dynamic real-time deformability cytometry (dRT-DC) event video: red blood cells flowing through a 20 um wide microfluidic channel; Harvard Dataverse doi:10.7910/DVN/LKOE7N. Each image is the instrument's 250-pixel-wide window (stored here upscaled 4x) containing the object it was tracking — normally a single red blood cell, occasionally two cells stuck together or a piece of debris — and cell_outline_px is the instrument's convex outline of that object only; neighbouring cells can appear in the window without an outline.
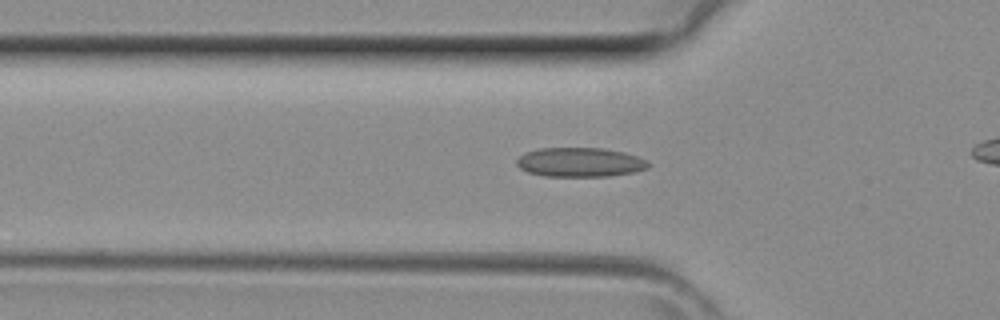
{"species": "common noctule bat (a hibernating species)", "species_latin": "Nyctalus noctula", "temperature_condition": "room temperature", "stored_images_in_passage": 29, "camera_frame_rate_fps": 3000, "um_per_image_px": 0.085, "animal": {"sex": "female", "body_mass_g": 29.2, "forearm_length_mm": 56.3}, "frame": {"image": 1, "passage_image": 9, "time_ms": 2.667, "image_size_px": [1000, 320], "cell_outline_px": [[648, 168], [632, 172], [608, 176], [544, 176], [528, 172], [520, 168], [516, 164], [516, 160], [524, 152], [540, 148], [604, 148], [624, 152], [648, 160]], "centroid_in_image_um": [49.27, 13.78], "position_along_channel_um": 76.5, "area_um2": 22.43}}
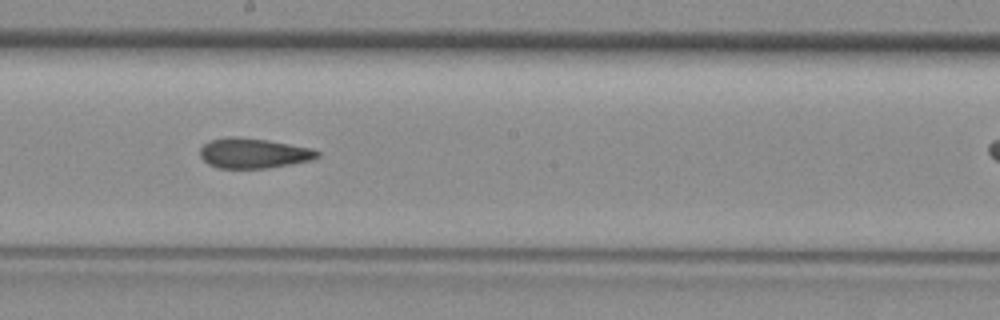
{"frame": {"image": 2, "passage_image": 18, "time_ms": 5.667, "image_size_px": [1000, 320], "cell_outline_px": [[320, 156], [312, 160], [268, 168], [220, 168], [208, 164], [200, 156], [200, 148], [208, 140], [228, 136], [236, 136], [268, 140], [312, 148], [320, 152]], "centroid_in_image_um": [21.54, 13.01], "position_along_channel_um": 226.7, "area_um2": 20.69}}
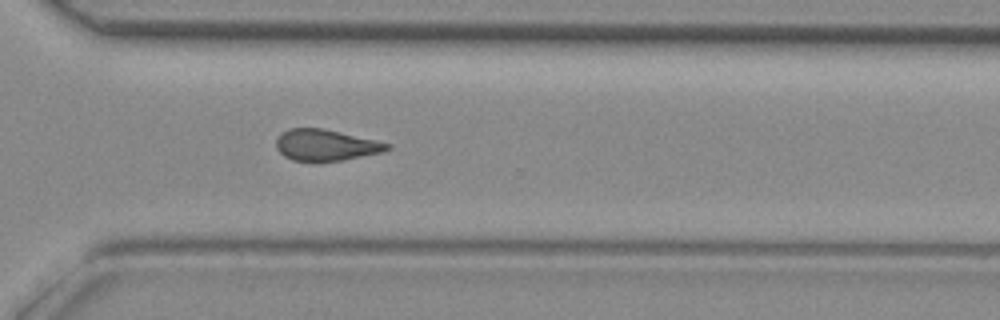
{"frame": {"image": 3, "passage_image": 25, "time_ms": 8.0, "image_size_px": [1000, 320], "cell_outline_px": [[392, 148], [384, 152], [340, 160], [292, 160], [284, 156], [276, 148], [276, 136], [280, 132], [288, 128], [324, 128], [376, 140], [388, 144]], "centroid_in_image_um": [27.66, 12.3], "position_along_channel_um": 342.9, "area_um2": 20.11}}